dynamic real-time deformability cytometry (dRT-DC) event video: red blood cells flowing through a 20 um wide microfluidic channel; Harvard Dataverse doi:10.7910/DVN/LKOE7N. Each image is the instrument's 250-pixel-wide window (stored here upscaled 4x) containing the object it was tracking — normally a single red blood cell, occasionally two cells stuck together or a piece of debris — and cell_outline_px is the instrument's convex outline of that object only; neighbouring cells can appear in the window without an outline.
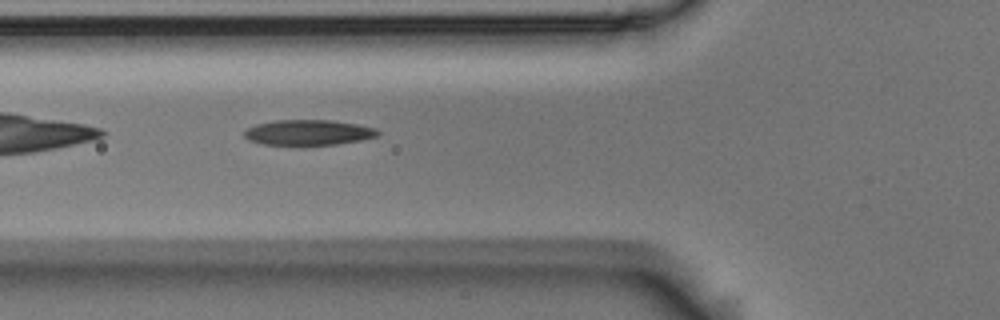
{"species": "Egyptian fruit bat (a non-hibernating species)", "species_latin": "Rousettus aegyptiacus", "temperature_condition": "room temperature", "stored_images_in_passage": 7, "segment_of_instrument_passage": [1, 2], "camera_frame_rate_fps": 3000, "um_per_image_px": 0.085, "animal": {"sex": "male"}, "frame": {"image": 1, "passage_image": 6, "time_ms": 1.667, "image_size_px": [1000, 320], "cell_outline_px": [[380, 132], [376, 136], [360, 140], [336, 144], [304, 148], [300, 148], [260, 144], [248, 140], [244, 136], [244, 132], [248, 128], [256, 124], [276, 120], [332, 120], [356, 124], [376, 128]], "centroid_in_image_um": [26.15, 11.31], "position_along_channel_um": 99.7, "area_um2": 20.63}}